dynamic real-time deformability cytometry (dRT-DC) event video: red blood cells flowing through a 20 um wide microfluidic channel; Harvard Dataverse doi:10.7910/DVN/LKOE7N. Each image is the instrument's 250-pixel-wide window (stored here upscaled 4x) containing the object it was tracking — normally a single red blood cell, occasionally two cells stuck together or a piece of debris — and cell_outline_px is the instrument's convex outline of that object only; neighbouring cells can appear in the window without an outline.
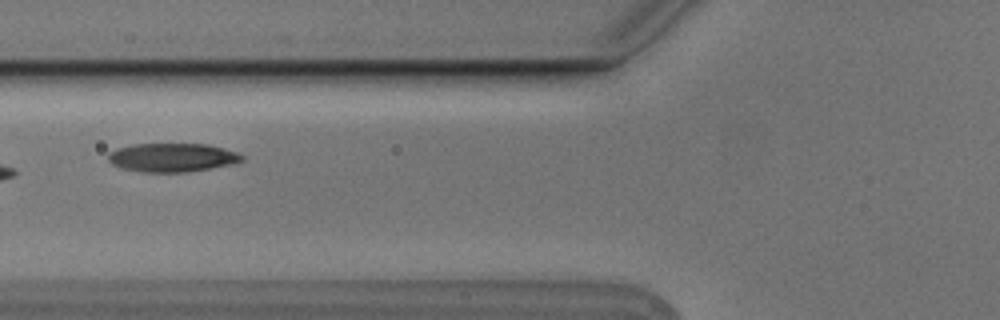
{"species": "Egyptian fruit bat (a non-hibernating species)", "species_latin": "Rousettus aegyptiacus", "temperature_condition": "cold", "stored_images_in_passage": 6, "camera_frame_rate_fps": 3000, "um_per_image_px": 0.085, "animal": {"sex": "male"}, "frame": {"image": 1, "passage_image": 6, "time_ms": 1.667, "image_size_px": [1000, 320], "cell_outline_px": [[244, 160], [236, 164], [188, 172], [144, 172], [120, 168], [112, 164], [108, 160], [108, 152], [116, 148], [132, 144], [208, 144], [240, 152], [244, 156]], "centroid_in_image_um": [14.68, 13.39], "position_along_channel_um": 111.1, "area_um2": 22.77}}